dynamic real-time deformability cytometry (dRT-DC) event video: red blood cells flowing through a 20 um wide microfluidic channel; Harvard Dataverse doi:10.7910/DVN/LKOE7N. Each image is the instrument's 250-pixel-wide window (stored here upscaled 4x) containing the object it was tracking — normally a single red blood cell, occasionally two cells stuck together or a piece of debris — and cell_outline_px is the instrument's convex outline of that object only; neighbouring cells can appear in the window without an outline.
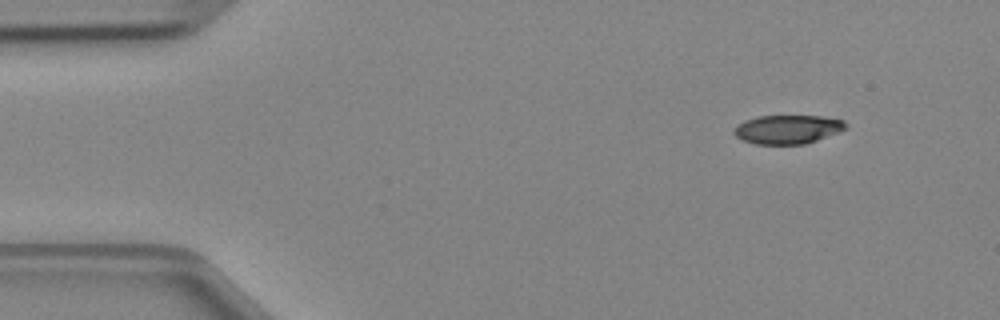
{"species": "Egyptian fruit bat (a non-hibernating species)", "species_latin": "Rousettus aegyptiacus", "temperature_condition": "cold", "stored_images_in_passage": 3, "camera_frame_rate_fps": 3000, "um_per_image_px": 0.085, "animal": {"sex": "female"}, "frame": {"image": 1, "passage_image": 1, "time_ms": 0.0, "image_size_px": [1000, 320], "cell_outline_px": [[848, 128], [840, 132], [804, 144], [756, 144], [744, 140], [736, 136], [732, 132], [732, 128], [736, 124], [744, 120], [756, 116], [820, 116], [844, 120], [848, 124]], "centroid_in_image_um": [66.94, 10.98], "position_along_channel_um": 18.1, "area_um2": 18.96}}